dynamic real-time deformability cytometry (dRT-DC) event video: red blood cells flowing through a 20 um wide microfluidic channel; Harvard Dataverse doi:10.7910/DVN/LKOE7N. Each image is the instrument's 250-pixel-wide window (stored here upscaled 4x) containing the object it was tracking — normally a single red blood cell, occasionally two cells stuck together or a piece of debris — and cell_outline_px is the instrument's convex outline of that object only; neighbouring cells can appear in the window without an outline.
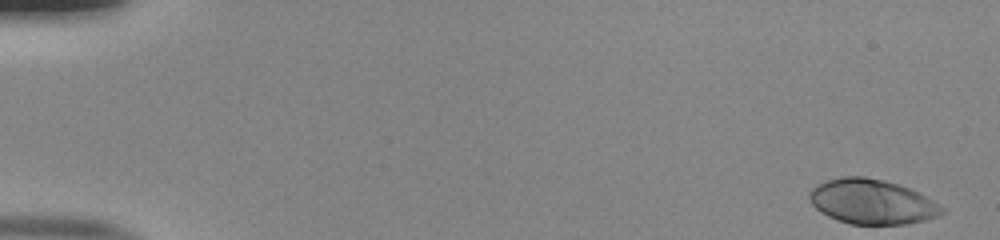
{"species": "human", "species_latin": "Homo sapiens", "temperature_condition": "room temperature", "stored_images_in_passage": 51, "camera_frame_rate_fps": 3000, "um_per_image_px": 0.085, "donor": {"sex": "male"}, "frame": {"image": 1, "passage_image": 1, "time_ms": 0.0, "image_size_px": [1000, 240], "cell_outline_px": [[944, 212], [936, 216], [924, 220], [904, 224], [852, 224], [836, 220], [820, 212], [808, 200], [808, 192], [816, 184], [828, 180], [844, 176], [864, 176], [884, 180], [908, 188], [940, 204], [944, 208]], "centroid_in_image_um": [74.06, 17.14], "position_along_channel_um": 10.9, "area_um2": 34.45}}
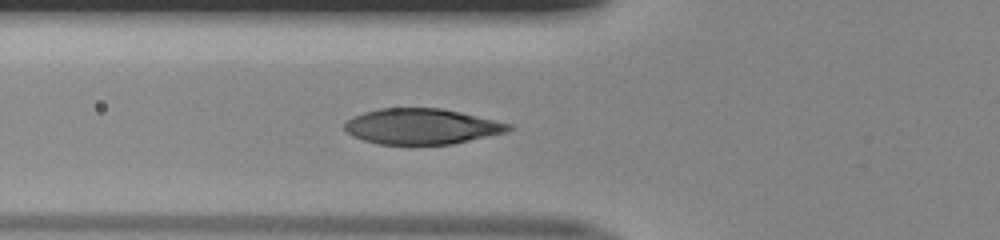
{"frame": {"image": 2, "passage_image": 19, "time_ms": 6.0, "image_size_px": [1000, 240], "cell_outline_px": [[512, 128], [508, 132], [452, 144], [380, 144], [364, 140], [352, 136], [344, 128], [344, 124], [352, 116], [364, 112], [380, 108], [440, 108], [460, 112], [512, 124]], "centroid_in_image_um": [35.84, 10.74], "position_along_channel_um": 90.0, "area_um2": 33.93}}
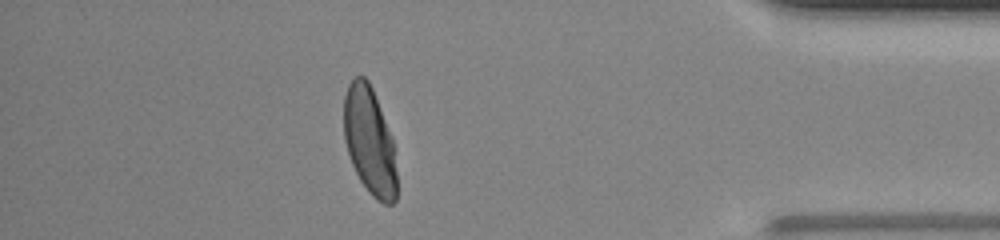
{"frame": {"image": 3, "passage_image": 45, "time_ms": 14.667, "image_size_px": [1000, 240], "cell_outline_px": [[396, 200], [392, 204], [384, 204], [376, 200], [368, 192], [360, 180], [352, 164], [344, 140], [344, 96], [348, 84], [356, 76], [364, 76], [368, 80], [372, 88], [392, 136], [396, 172]], "centroid_in_image_um": [31.41, 12.0], "position_along_channel_um": 403.8, "area_um2": 33.18}, "authors_computed_cell_mechanics": {"area_um2": 34.5644, "velocity_mm_per_s": 4.0181, "shape_relaxation_time_tau1_ms": 2.9836, "shape_relaxation_time_tau2_ms": null, "deformation_change_tau1": 0.1996, "deformation_change_tau2": null}}